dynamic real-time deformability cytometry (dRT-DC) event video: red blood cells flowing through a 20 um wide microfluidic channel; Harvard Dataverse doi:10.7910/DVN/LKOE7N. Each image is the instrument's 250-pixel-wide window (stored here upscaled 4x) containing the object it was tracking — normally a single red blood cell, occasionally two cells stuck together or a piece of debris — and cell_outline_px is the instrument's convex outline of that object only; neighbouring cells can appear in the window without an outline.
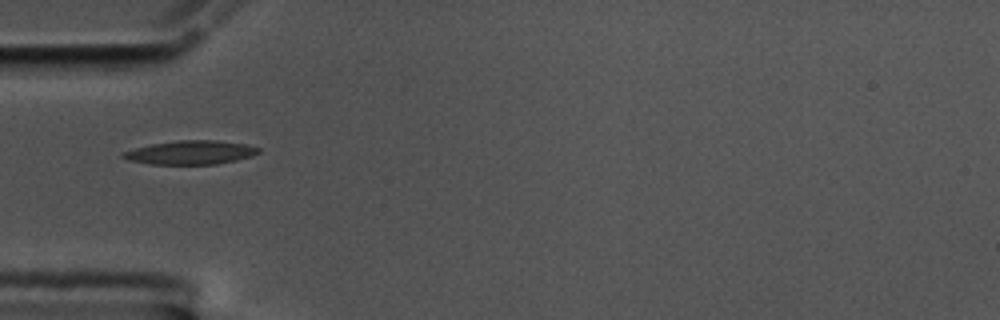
{"species": "common noctule bat (a hibernating species)", "species_latin": "Nyctalus noctula", "temperature_condition": "cold", "stored_images_in_passage": 4, "camera_frame_rate_fps": 3000, "um_per_image_px": 0.085, "animal": {"sex": "male", "body_mass_g": 17.5, "forearm_length_mm": 52.3}, "frame": {"image": 1, "passage_image": 1, "time_ms": 0.0, "image_size_px": [1000, 320], "cell_outline_px": [[260, 152], [252, 156], [236, 160], [216, 164], [148, 164], [128, 160], [120, 156], [124, 152], [136, 148], [152, 144], [176, 140], [216, 140], [248, 144], [260, 148]], "centroid_in_image_um": [16.23, 12.96], "position_along_channel_um": 68.8, "area_um2": 18.79}}